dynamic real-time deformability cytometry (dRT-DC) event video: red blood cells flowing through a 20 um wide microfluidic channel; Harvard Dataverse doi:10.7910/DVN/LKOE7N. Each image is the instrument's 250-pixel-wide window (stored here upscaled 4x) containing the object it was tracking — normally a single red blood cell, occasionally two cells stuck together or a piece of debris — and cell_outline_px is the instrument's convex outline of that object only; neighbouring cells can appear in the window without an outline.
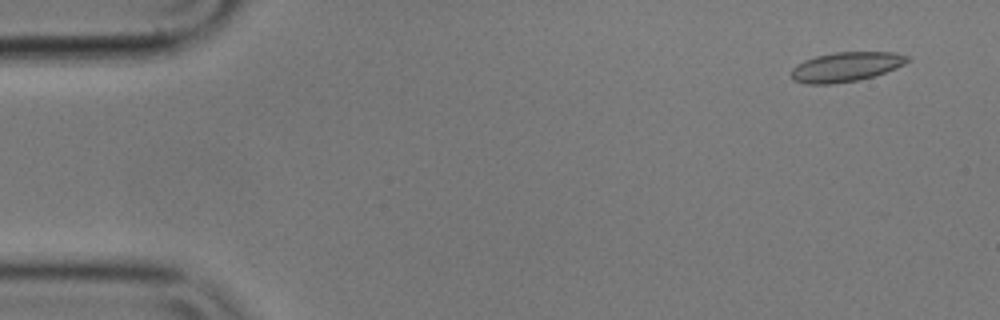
{"species": "common noctule bat (a hibernating species)", "species_latin": "Nyctalus noctula", "temperature_condition": "cold", "stored_images_in_passage": 33, "camera_frame_rate_fps": 3000, "um_per_image_px": 0.085, "animal": {"sex": "male", "body_mass_g": 17.9}, "frame": {"image": 1, "passage_image": 4, "time_ms": 1.0, "image_size_px": [1000, 320], "cell_outline_px": [[908, 60], [904, 64], [896, 68], [872, 76], [856, 80], [832, 84], [804, 84], [792, 80], [792, 68], [804, 60], [816, 56], [836, 52], [892, 52], [908, 56]], "centroid_in_image_um": [71.86, 5.68], "position_along_channel_um": 13.1, "area_um2": 19.77}}
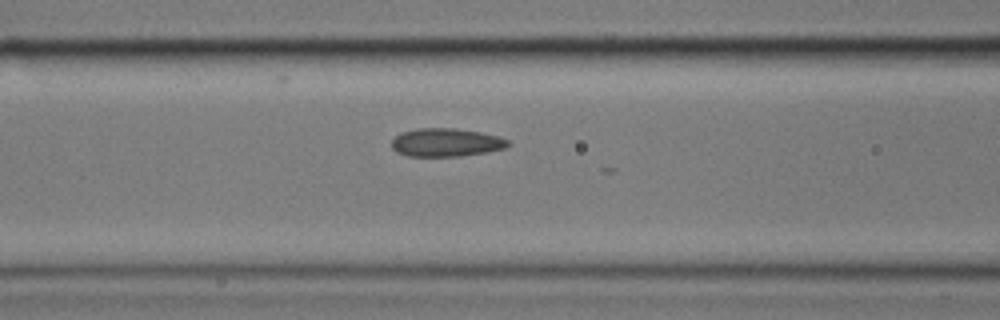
{"frame": {"image": 2, "passage_image": 23, "time_ms": 7.333, "image_size_px": [1000, 320], "cell_outline_px": [[512, 144], [504, 148], [488, 152], [460, 156], [408, 156], [396, 152], [392, 148], [392, 140], [400, 132], [416, 128], [456, 128], [480, 132], [500, 136], [508, 140]], "centroid_in_image_um": [37.92, 12.1], "position_along_channel_um": 128.7, "area_um2": 19.36}}
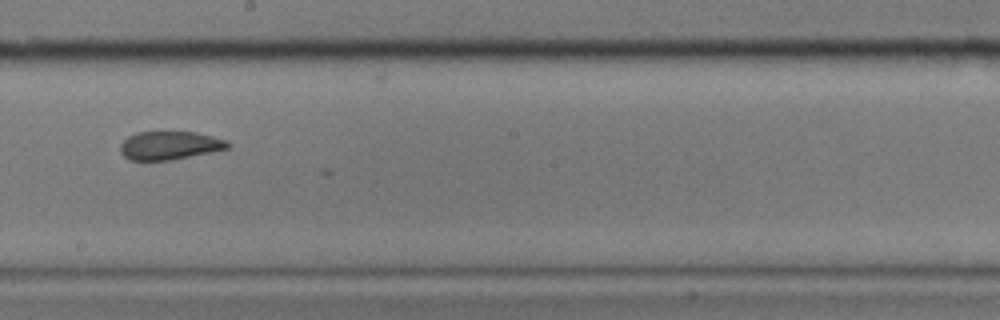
{"frame": {"image": 3, "passage_image": 32, "time_ms": 10.333, "image_size_px": [1000, 320], "cell_outline_px": [[232, 144], [228, 148], [212, 152], [172, 160], [128, 160], [120, 152], [120, 144], [128, 136], [136, 132], [196, 132], [228, 140]], "centroid_in_image_um": [14.43, 12.36], "position_along_channel_um": 233.8, "area_um2": 17.92}}